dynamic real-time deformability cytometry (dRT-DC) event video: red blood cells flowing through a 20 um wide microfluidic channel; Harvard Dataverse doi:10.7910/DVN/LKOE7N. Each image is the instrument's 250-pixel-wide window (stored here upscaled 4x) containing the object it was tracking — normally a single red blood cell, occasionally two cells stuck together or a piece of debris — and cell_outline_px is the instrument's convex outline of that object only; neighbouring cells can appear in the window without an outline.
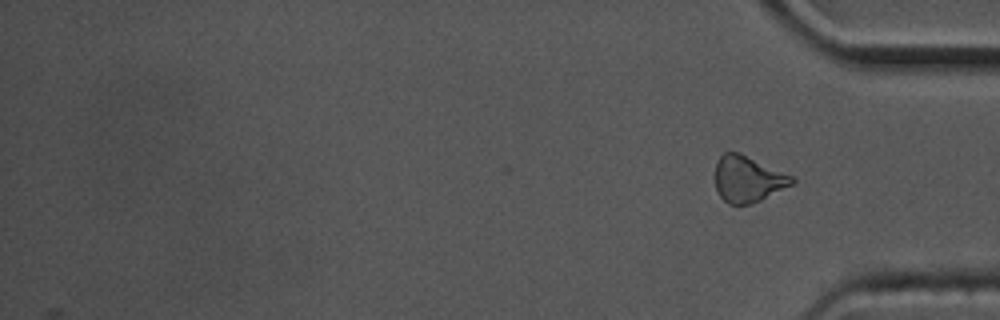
{"species": "common noctule bat (a hibernating species)", "species_latin": "Nyctalus noctula", "temperature_condition": "cold", "stored_images_in_passage": 44, "camera_frame_rate_fps": 3000, "um_per_image_px": 0.085, "animal": {"sex": "male", "body_mass_g": 17.5, "forearm_length_mm": 52.3}, "frame": {"image": 1, "passage_image": 44, "time_ms": 14.333, "image_size_px": [1000, 320], "cell_outline_px": [[796, 180], [792, 184], [760, 200], [748, 204], [728, 204], [720, 196], [716, 188], [716, 160], [724, 152], [740, 152], [792, 176]], "centroid_in_image_um": [63.54, 15.2], "position_along_channel_um": 371.7, "area_um2": 20.4}, "authors_computed_cell_mechanics": {"area_um2": 20.9814, "velocity_mm_per_s": 3.5146, "shape_relaxation_time_tau1_ms": null, "shape_relaxation_time_tau2_ms": 3.7821, "deformation_change_tau1": null, "deformation_change_tau2": 0.0853}}